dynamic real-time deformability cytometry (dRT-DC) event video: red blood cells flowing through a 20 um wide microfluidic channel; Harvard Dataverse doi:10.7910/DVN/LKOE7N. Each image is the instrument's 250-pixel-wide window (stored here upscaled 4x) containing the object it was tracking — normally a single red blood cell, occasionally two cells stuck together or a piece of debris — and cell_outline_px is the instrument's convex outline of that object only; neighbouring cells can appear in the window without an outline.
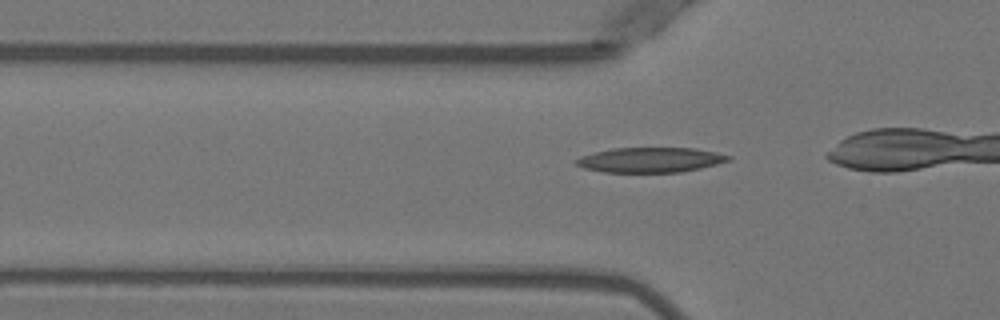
{"species": "Egyptian fruit bat (a non-hibernating species)", "species_latin": "Rousettus aegyptiacus", "temperature_condition": "warm", "stored_images_in_passage": 14, "camera_frame_rate_fps": 3000, "um_per_image_px": 0.085, "animal": {"sex": "female"}, "frame": {"image": 1, "passage_image": 8, "time_ms": 2.333, "image_size_px": [1000, 320], "cell_outline_px": [[732, 160], [700, 168], [680, 172], [604, 172], [584, 168], [576, 164], [572, 160], [580, 156], [612, 148], [692, 148], [716, 152], [732, 156]], "centroid_in_image_um": [55.27, 13.59], "position_along_channel_um": 70.5, "area_um2": 22.14}}
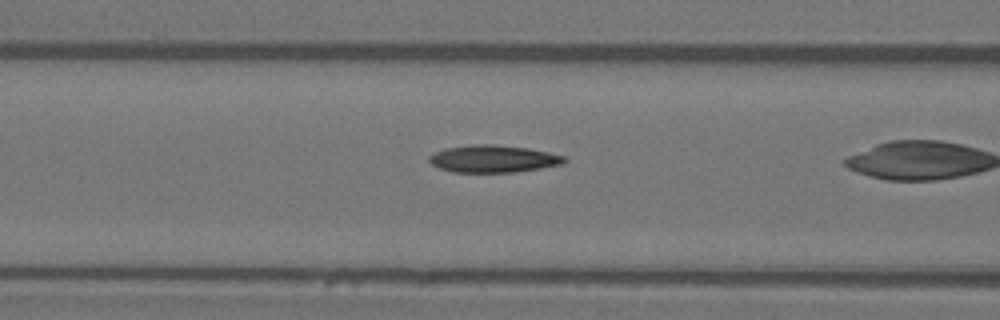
{"frame": {"image": 2, "passage_image": 12, "time_ms": 3.667, "image_size_px": [1000, 320], "cell_outline_px": [[568, 160], [564, 164], [540, 168], [512, 172], [452, 172], [440, 168], [432, 164], [428, 160], [428, 156], [444, 148], [472, 144], [492, 144], [528, 148], [548, 152], [564, 156]], "centroid_in_image_um": [41.92, 13.49], "position_along_channel_um": 124.7, "area_um2": 21.5}}